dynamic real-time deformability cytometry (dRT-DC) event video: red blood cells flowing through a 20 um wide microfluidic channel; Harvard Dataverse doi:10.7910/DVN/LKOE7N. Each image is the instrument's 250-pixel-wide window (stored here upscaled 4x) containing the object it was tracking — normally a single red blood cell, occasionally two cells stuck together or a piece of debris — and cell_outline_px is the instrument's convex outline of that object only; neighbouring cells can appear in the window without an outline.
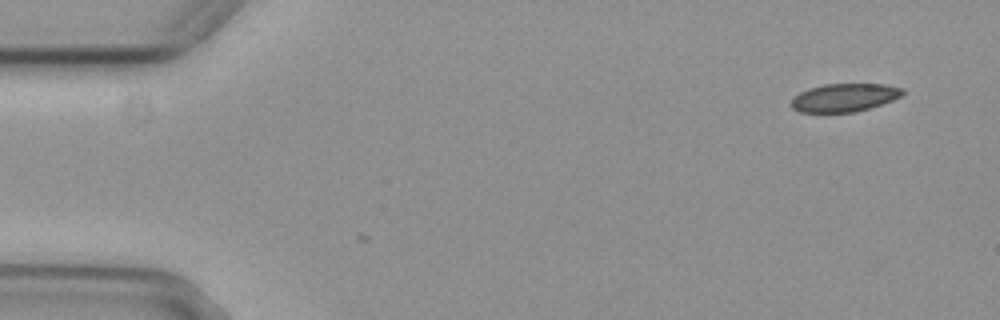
{"species": "common noctule bat (a hibernating species)", "species_latin": "Nyctalus noctula", "temperature_condition": "cold", "stored_images_in_passage": 2, "camera_frame_rate_fps": 3000, "um_per_image_px": 0.085, "animal": {"sex": "female", "body_mass_g": 29.2, "forearm_length_mm": 56.3}, "frame": {"image": 1, "passage_image": 1, "time_ms": 0.0, "image_size_px": [1000, 320], "cell_outline_px": [[904, 92], [900, 96], [892, 100], [856, 112], [800, 112], [792, 108], [788, 104], [792, 96], [808, 88], [824, 84], [884, 84], [904, 88]], "centroid_in_image_um": [71.7, 8.29], "position_along_channel_um": 13.3, "area_um2": 18.38}}